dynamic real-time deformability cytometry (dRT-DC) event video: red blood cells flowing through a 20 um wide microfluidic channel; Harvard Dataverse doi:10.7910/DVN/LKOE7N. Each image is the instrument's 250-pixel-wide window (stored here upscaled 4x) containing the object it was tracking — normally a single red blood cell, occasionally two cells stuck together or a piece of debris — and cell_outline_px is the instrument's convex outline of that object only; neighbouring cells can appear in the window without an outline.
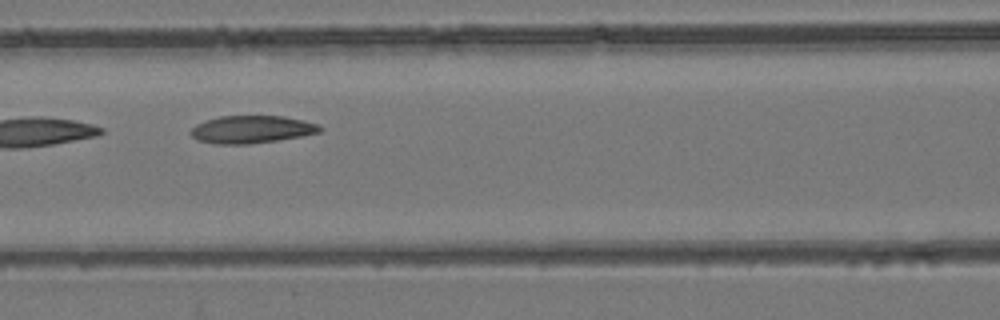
{"species": "common noctule bat (a hibernating species)", "species_latin": "Nyctalus noctula", "temperature_condition": "room temperature", "stored_images_in_passage": 8, "camera_frame_rate_fps": 3000, "um_per_image_px": 0.085, "animal": {"sex": "female", "body_mass_g": 24.6, "forearm_length_mm": 56.2}, "frame": {"image": 1, "passage_image": 6, "time_ms": 6.333, "image_size_px": [1000, 320], "cell_outline_px": [[324, 128], [320, 132], [300, 136], [276, 140], [248, 144], [216, 144], [196, 140], [192, 136], [192, 128], [196, 124], [220, 116], [284, 116], [304, 120], [320, 124]], "centroid_in_image_um": [21.42, 10.99], "position_along_channel_um": 145.2, "area_um2": 20.69}}
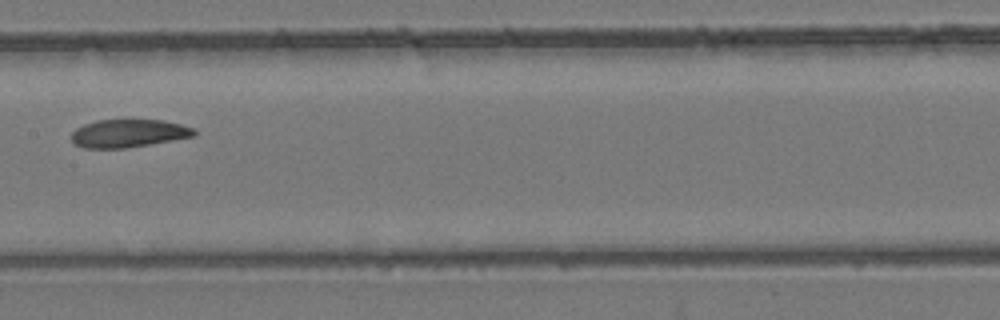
{"frame": {"image": 2, "passage_image": 7, "time_ms": 7.667, "image_size_px": [1000, 320], "cell_outline_px": [[196, 136], [124, 148], [84, 148], [72, 144], [72, 132], [76, 128], [84, 124], [96, 120], [164, 120], [196, 128]], "centroid_in_image_um": [10.92, 11.33], "position_along_channel_um": 196.5, "area_um2": 20.06}}
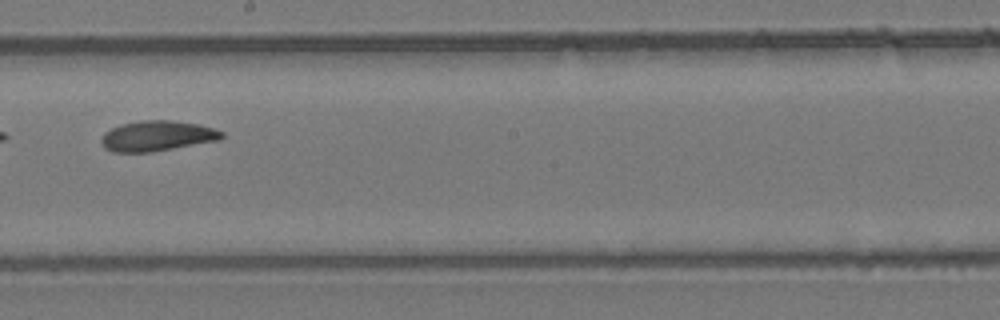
{"frame": {"image": 3, "passage_image": 8, "time_ms": 8.667, "image_size_px": [1000, 320], "cell_outline_px": [[224, 136], [220, 140], [152, 152], [112, 152], [104, 148], [100, 140], [104, 132], [120, 124], [144, 120], [172, 120], [196, 124], [212, 128], [224, 132]], "centroid_in_image_um": [13.34, 11.56], "position_along_channel_um": 234.9, "area_um2": 21.33}}